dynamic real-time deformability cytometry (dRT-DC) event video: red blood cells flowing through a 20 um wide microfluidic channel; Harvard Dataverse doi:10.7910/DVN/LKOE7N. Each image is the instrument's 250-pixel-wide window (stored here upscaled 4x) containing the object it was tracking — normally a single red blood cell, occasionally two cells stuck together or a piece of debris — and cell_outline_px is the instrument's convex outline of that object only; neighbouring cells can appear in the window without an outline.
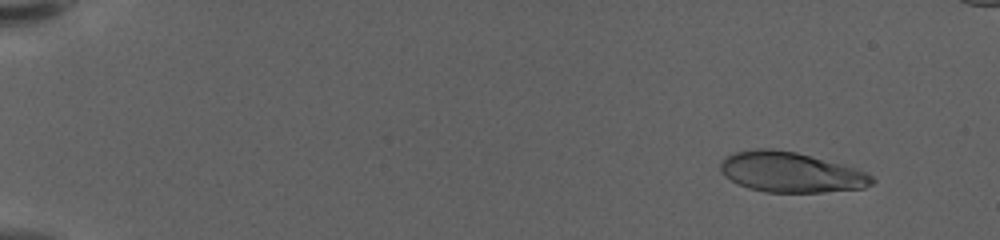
{"species": "human", "species_latin": "Homo sapiens", "temperature_condition": "warm", "stored_images_in_passage": 60, "camera_frame_rate_fps": 3000, "um_per_image_px": 0.085, "donor": {"sex": "female"}, "frame": {"image": 1, "passage_image": 6, "time_ms": 1.667, "image_size_px": [1000, 240], "cell_outline_px": [[876, 180], [872, 184], [864, 188], [824, 192], [764, 192], [748, 188], [724, 176], [720, 168], [720, 164], [728, 156], [736, 152], [760, 148], [768, 148], [796, 152], [852, 168], [864, 172], [872, 176]], "centroid_in_image_um": [67.21, 14.65], "position_along_channel_um": 17.8, "area_um2": 34.91}}
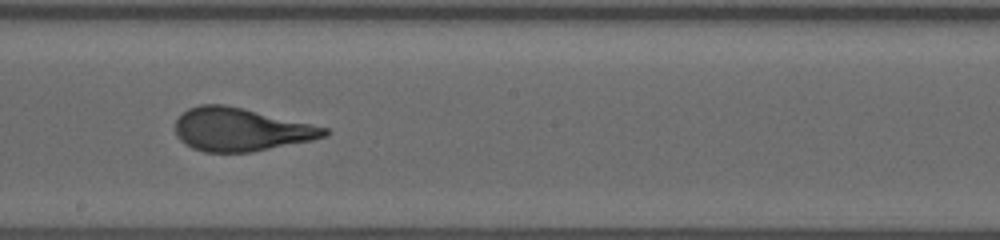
{"frame": {"image": 2, "passage_image": 36, "time_ms": 11.667, "image_size_px": [1000, 240], "cell_outline_px": [[332, 132], [324, 136], [312, 140], [252, 152], [204, 152], [192, 148], [184, 144], [180, 140], [176, 132], [176, 120], [188, 108], [200, 104], [224, 104], [328, 128]], "centroid_in_image_um": [20.44, 11.02], "position_along_channel_um": 227.8, "area_um2": 37.17}}
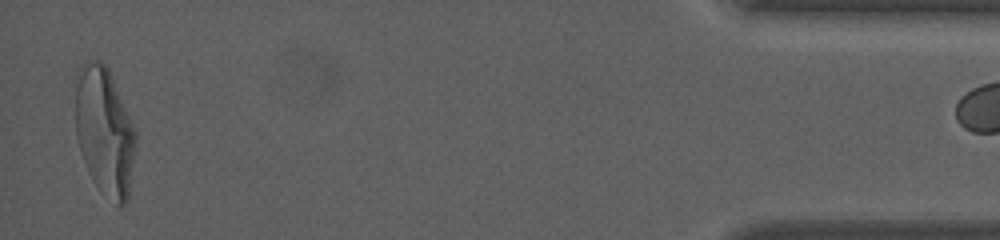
{"frame": {"image": 3, "passage_image": 59, "time_ms": 19.333, "image_size_px": [1000, 240], "cell_outline_px": [[136, 144], [128, 200], [120, 208], [92, 180], [88, 172], [80, 152], [76, 136], [76, 88], [80, 64], [88, 60], [96, 60], [104, 64], [108, 68], [136, 132]], "centroid_in_image_um": [8.89, 11.18], "position_along_channel_um": 426.3, "area_um2": 44.62}}